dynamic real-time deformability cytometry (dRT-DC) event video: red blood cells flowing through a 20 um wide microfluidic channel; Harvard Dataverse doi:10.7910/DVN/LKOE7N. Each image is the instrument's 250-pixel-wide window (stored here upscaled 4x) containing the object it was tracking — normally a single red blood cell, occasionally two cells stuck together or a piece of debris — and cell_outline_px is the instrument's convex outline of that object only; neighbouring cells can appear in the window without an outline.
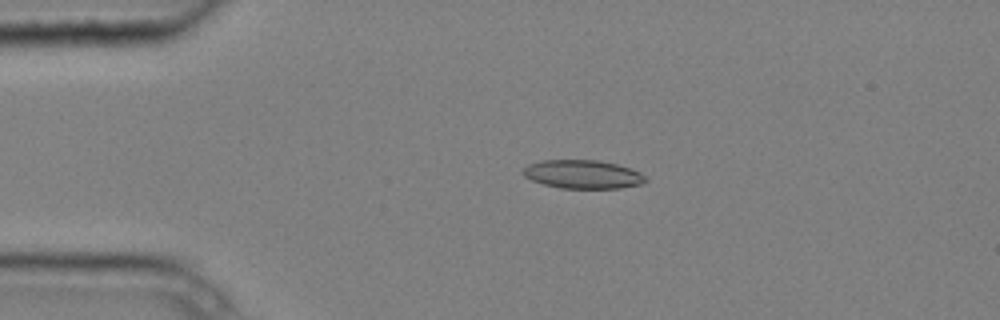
{"species": "common noctule bat (a hibernating species)", "species_latin": "Nyctalus noctula", "temperature_condition": "cold", "stored_images_in_passage": 5, "camera_frame_rate_fps": 3000, "um_per_image_px": 0.085, "animal": {"sex": "male", "body_mass_g": 20.4}, "frame": {"image": 1, "passage_image": 4, "time_ms": 1.0, "image_size_px": [1000, 320], "cell_outline_px": [[648, 180], [644, 184], [620, 188], [560, 188], [544, 184], [532, 180], [524, 176], [524, 168], [528, 164], [540, 160], [596, 160], [616, 164], [632, 168], [640, 172]], "centroid_in_image_um": [49.57, 14.81], "position_along_channel_um": 35.4, "area_um2": 20.4}}